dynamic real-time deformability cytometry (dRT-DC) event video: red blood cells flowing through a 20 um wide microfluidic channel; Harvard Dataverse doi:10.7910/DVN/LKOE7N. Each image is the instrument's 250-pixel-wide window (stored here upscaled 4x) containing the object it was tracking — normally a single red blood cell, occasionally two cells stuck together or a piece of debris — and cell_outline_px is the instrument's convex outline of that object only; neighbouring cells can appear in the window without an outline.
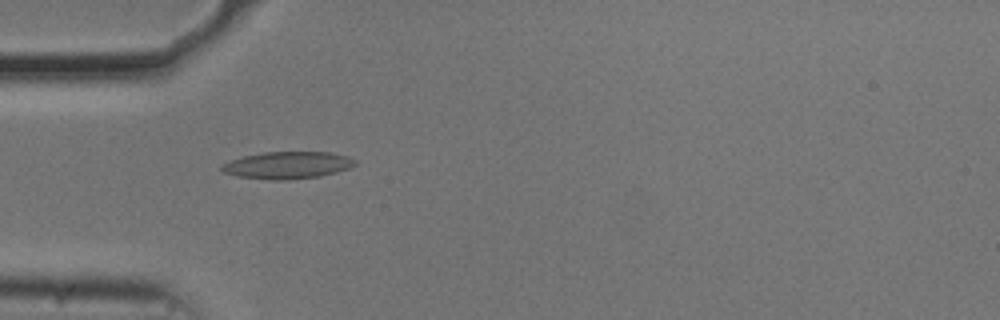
{"species": "common noctule bat (a hibernating species)", "species_latin": "Nyctalus noctula", "temperature_condition": "cold", "stored_images_in_passage": 35, "camera_frame_rate_fps": 3000, "um_per_image_px": 0.085, "animal": {"sex": "male", "body_mass_g": 20.5, "forearm_length_mm": 52.5}, "frame": {"image": 1, "passage_image": 1, "time_ms": 0.0, "image_size_px": [1000, 320], "cell_outline_px": [[356, 164], [348, 168], [336, 172], [320, 176], [288, 180], [268, 180], [236, 176], [224, 172], [220, 168], [220, 164], [228, 160], [244, 156], [264, 152], [332, 152], [348, 156], [356, 160]], "centroid_in_image_um": [24.4, 14.04], "position_along_channel_um": 60.6, "area_um2": 21.27}}
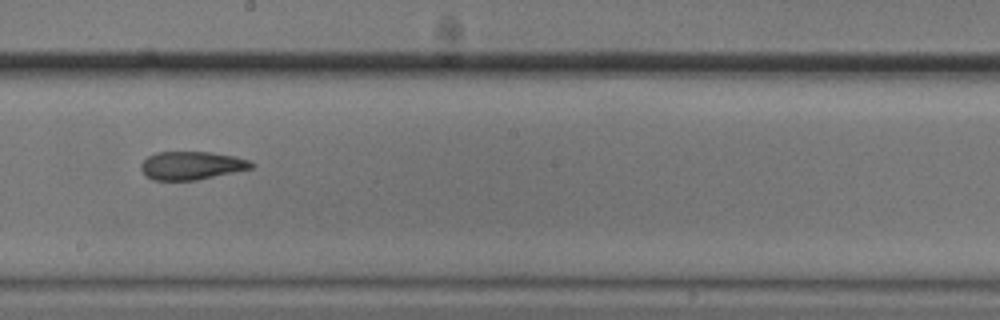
{"frame": {"image": 2, "passage_image": 15, "time_ms": 4.667, "image_size_px": [1000, 320], "cell_outline_px": [[256, 164], [252, 168], [196, 180], [152, 180], [144, 176], [140, 168], [140, 164], [148, 156], [156, 152], [212, 152], [236, 156], [248, 160]], "centroid_in_image_um": [16.25, 14.07], "position_along_channel_um": 231.9, "area_um2": 18.26}}
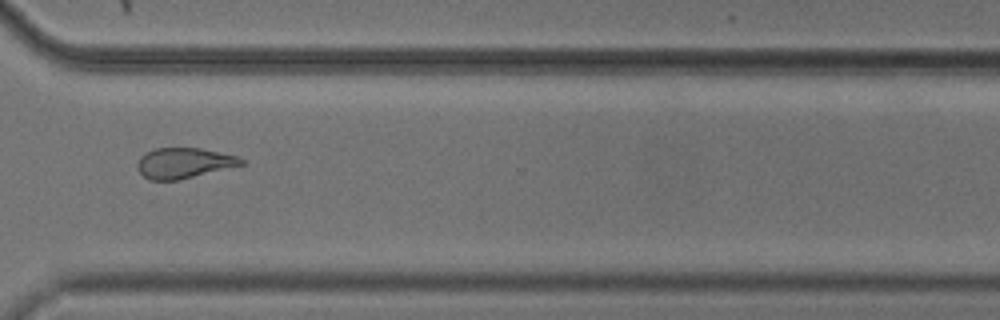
{"frame": {"image": 3, "passage_image": 25, "time_ms": 8.0, "image_size_px": [1000, 320], "cell_outline_px": [[244, 164], [180, 180], [148, 180], [136, 168], [136, 164], [140, 156], [144, 152], [156, 148], [200, 148], [236, 156], [244, 160]], "centroid_in_image_um": [15.57, 13.86], "position_along_channel_um": 355.0, "area_um2": 18.44}, "authors_computed_cell_mechanics": {"area_um2": 18.6694, "velocity_mm_per_s": 3.7091, "shape_relaxation_time_tau1_ms": 10.1265, "shape_relaxation_time_tau2_ms": 3.4084, "deformation_change_tau1": 0.2405, "deformation_change_tau2": 0.115}}